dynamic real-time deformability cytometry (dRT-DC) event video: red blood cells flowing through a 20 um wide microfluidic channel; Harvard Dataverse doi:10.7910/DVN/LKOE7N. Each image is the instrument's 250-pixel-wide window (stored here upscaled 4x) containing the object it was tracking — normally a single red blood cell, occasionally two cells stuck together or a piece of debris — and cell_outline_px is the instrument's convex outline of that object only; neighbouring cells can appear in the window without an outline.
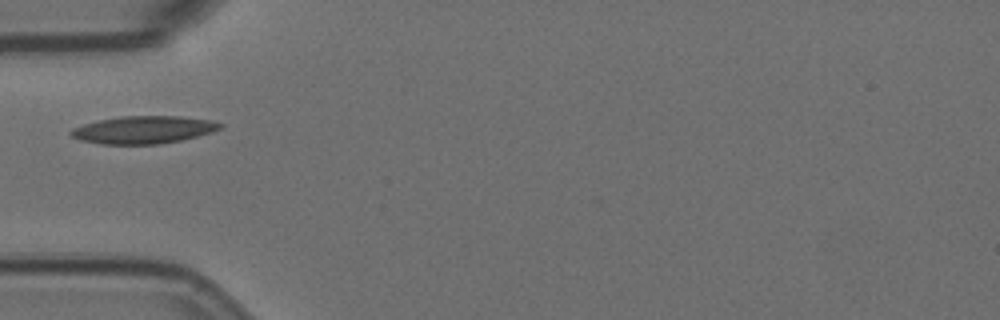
{"species": "Egyptian fruit bat (a non-hibernating species)", "species_latin": "Rousettus aegyptiacus", "temperature_condition": "room temperature", "stored_images_in_passage": 30, "camera_frame_rate_fps": 3000, "um_per_image_px": 0.085, "animal": {"sex": "female"}, "frame": {"image": 1, "passage_image": 1, "time_ms": 0.0, "image_size_px": [1000, 320], "cell_outline_px": [[224, 128], [212, 132], [180, 140], [160, 144], [100, 144], [80, 140], [72, 136], [68, 132], [72, 128], [84, 124], [100, 120], [120, 116], [180, 116], [212, 120], [224, 124]], "centroid_in_image_um": [12.22, 11.03], "position_along_channel_um": 72.8, "area_um2": 24.04}}